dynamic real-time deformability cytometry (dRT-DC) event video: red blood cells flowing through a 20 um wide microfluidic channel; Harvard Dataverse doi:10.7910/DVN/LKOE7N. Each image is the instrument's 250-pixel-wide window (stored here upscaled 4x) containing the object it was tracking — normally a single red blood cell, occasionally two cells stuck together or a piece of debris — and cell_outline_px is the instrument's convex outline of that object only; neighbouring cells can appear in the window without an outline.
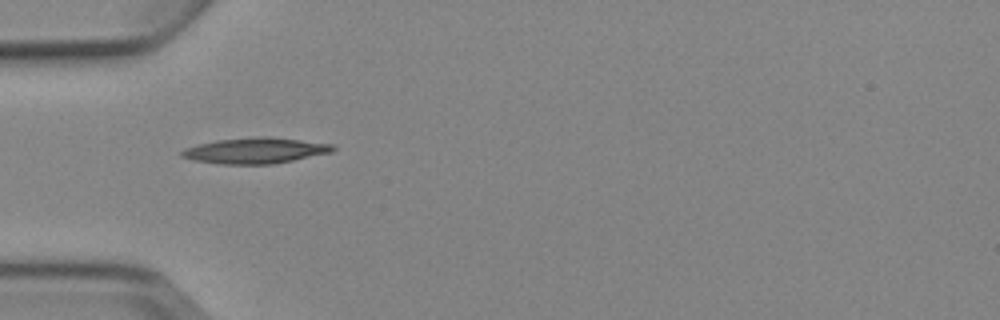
{"species": "Egyptian fruit bat (a non-hibernating species)", "species_latin": "Rousettus aegyptiacus", "temperature_condition": "cold", "stored_images_in_passage": 4, "camera_frame_rate_fps": 3000, "um_per_image_px": 0.085, "animal": {"sex": "female"}, "frame": {"image": 1, "passage_image": 3, "time_ms": 2.333, "image_size_px": [1000, 320], "cell_outline_px": [[336, 148], [332, 152], [272, 164], [220, 164], [192, 160], [180, 156], [180, 152], [184, 148], [216, 140], [256, 136], [268, 136], [332, 144]], "centroid_in_image_um": [21.67, 12.79], "position_along_channel_um": 63.3, "area_um2": 22.66}}
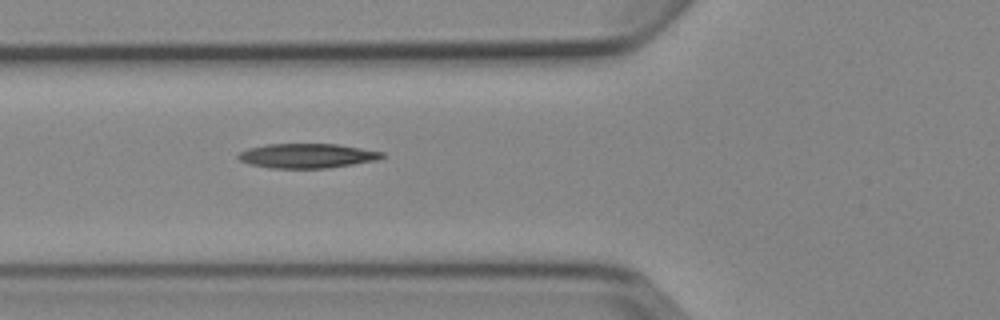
{"frame": {"image": 2, "passage_image": 4, "time_ms": 3.333, "image_size_px": [1000, 320], "cell_outline_px": [[384, 156], [380, 160], [328, 168], [268, 168], [248, 164], [240, 160], [236, 156], [240, 152], [248, 148], [268, 144], [336, 144], [384, 152]], "centroid_in_image_um": [26.1, 13.25], "position_along_channel_um": 99.7, "area_um2": 20.63}}